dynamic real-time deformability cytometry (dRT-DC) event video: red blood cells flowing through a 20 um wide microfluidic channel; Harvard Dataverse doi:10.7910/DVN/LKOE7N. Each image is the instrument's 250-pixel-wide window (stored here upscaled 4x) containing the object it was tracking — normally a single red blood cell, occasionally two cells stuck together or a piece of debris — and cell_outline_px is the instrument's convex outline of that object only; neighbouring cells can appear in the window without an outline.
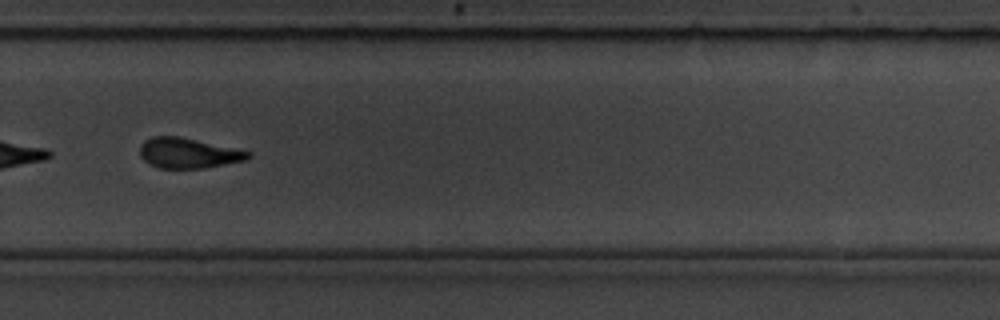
{"species": "common noctule bat (a hibernating species)", "species_latin": "Nyctalus noctula", "temperature_condition": "room temperature", "stored_images_in_passage": 58, "camera_frame_rate_fps": 3000, "um_per_image_px": 0.085, "animal": {"sex": "male", "body_mass_g": 19.5, "forearm_length_mm": 54.6}, "frame": {"image": 1, "passage_image": 40, "time_ms": 13.0, "image_size_px": [1000, 320], "cell_outline_px": [[252, 156], [248, 160], [204, 168], [160, 168], [148, 164], [140, 156], [140, 144], [144, 140], [152, 136], [180, 136], [252, 152]], "centroid_in_image_um": [16.0, 13.01], "position_along_channel_um": 313.8, "area_um2": 19.25}, "authors_computed_cell_mechanics": {"area_um2": 20.2878, "velocity_mm_per_s": 3.5374, "shape_relaxation_time_tau1_ms": 4.0717, "shape_relaxation_time_tau2_ms": 2.7804, "deformation_change_tau1": 0.1443, "deformation_change_tau2": 0.1148}}